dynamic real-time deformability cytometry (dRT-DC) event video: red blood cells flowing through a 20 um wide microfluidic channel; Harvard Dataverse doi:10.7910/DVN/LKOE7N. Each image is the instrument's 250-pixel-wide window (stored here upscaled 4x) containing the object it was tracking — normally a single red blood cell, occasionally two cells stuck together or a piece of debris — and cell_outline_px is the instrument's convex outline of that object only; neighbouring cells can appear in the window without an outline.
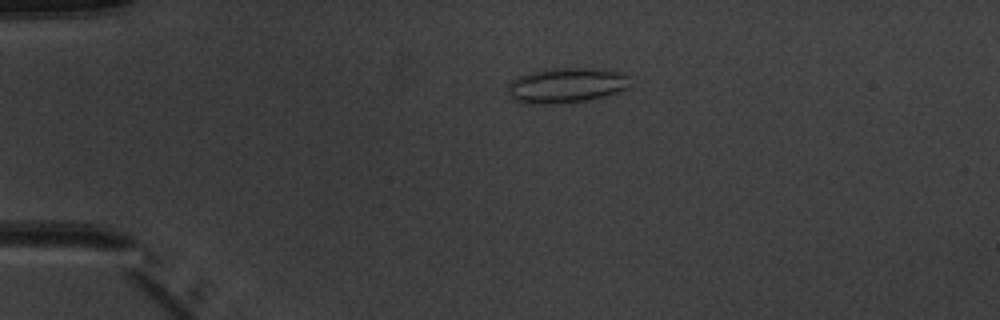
{"species": "common noctule bat (a hibernating species)", "species_latin": "Nyctalus noctula", "temperature_condition": "warm", "stored_images_in_passage": 2, "camera_frame_rate_fps": 3000, "um_per_image_px": 0.085, "animal": {"sex": "male", "body_mass_g": 20.1, "forearm_length_mm": 53.5}, "frame": {"image": 1, "passage_image": 1, "time_ms": 0.0, "image_size_px": [1000, 320], "cell_outline_px": [[628, 88], [604, 96], [588, 100], [540, 104], [524, 104], [508, 96], [508, 84], [512, 80], [520, 76], [536, 72], [568, 68], [588, 68], [620, 72], [628, 76]], "centroid_in_image_um": [48.12, 7.27], "position_along_channel_um": 36.9, "area_um2": 24.33}}
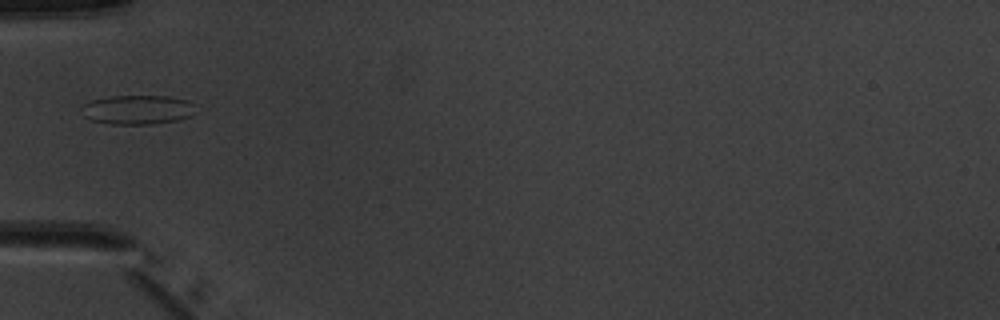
{"frame": {"image": 2, "passage_image": 2, "time_ms": 2.0, "image_size_px": [1000, 320], "cell_outline_px": [[192, 116], [176, 120], [152, 124], [112, 124], [92, 120], [84, 116], [80, 108], [84, 104], [92, 100], [108, 96], [168, 96], [188, 100], [192, 104]], "centroid_in_image_um": [11.65, 9.32], "position_along_channel_um": 73.4, "area_um2": 19.31}}